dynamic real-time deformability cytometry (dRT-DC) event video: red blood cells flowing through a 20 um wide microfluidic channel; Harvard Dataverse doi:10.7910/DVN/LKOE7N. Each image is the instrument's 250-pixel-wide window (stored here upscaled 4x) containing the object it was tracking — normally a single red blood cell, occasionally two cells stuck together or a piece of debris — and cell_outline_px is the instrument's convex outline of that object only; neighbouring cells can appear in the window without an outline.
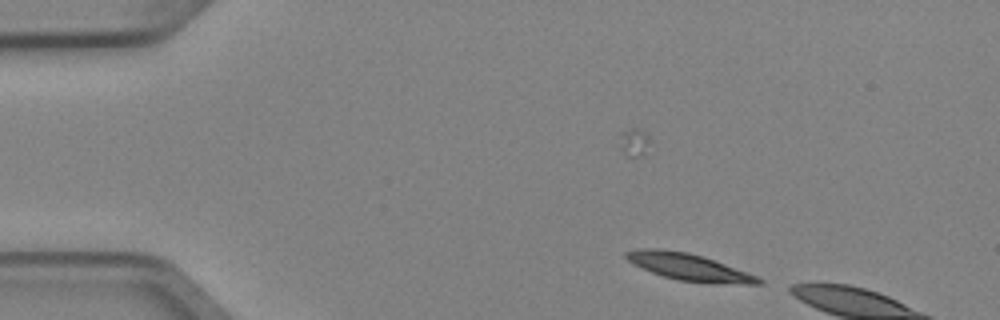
{"species": "Egyptian fruit bat (a non-hibernating species)", "species_latin": "Rousettus aegyptiacus", "temperature_condition": "cold", "stored_images_in_passage": 3, "camera_frame_rate_fps": 3000, "um_per_image_px": 0.085, "animal": {"sex": "female"}, "frame": {"image": 1, "passage_image": 2, "time_ms": 0.333, "image_size_px": [1000, 320], "cell_outline_px": [[764, 284], [712, 284], [676, 280], [652, 272], [628, 260], [624, 256], [624, 252], [640, 248], [656, 248], [688, 252], [704, 256], [756, 276], [764, 280]], "centroid_in_image_um": [58.59, 22.71], "position_along_channel_um": 26.4, "area_um2": 20.75}}